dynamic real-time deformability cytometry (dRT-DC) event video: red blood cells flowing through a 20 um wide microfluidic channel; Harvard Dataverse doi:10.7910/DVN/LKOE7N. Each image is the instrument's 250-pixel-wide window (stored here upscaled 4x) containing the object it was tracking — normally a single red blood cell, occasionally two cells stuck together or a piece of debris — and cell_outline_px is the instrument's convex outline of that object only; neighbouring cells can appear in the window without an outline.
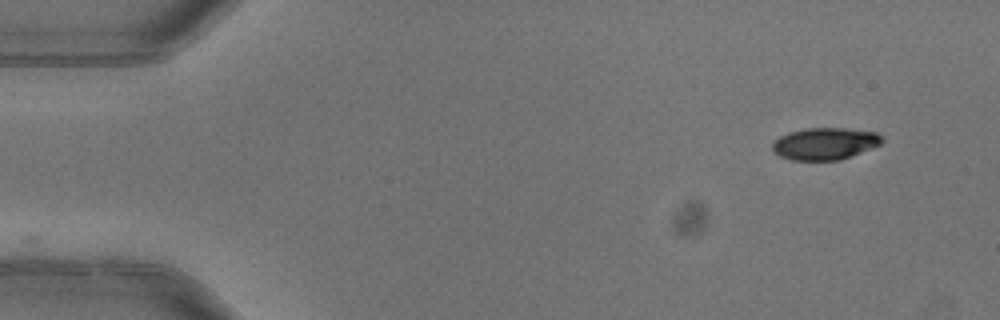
{"species": "common noctule bat (a hibernating species)", "species_latin": "Nyctalus noctula", "temperature_condition": "warm", "stored_images_in_passage": 4, "camera_frame_rate_fps": 3000, "um_per_image_px": 0.085, "animal": {"sex": "female"}, "frame": {"image": 1, "passage_image": 1, "time_ms": 0.0, "image_size_px": [1000, 320], "cell_outline_px": [[884, 140], [880, 144], [840, 160], [792, 160], [780, 156], [772, 152], [772, 144], [780, 136], [788, 132], [808, 128], [844, 128], [876, 132]], "centroid_in_image_um": [70.08, 12.21], "position_along_channel_um": 14.9, "area_um2": 20.29}}
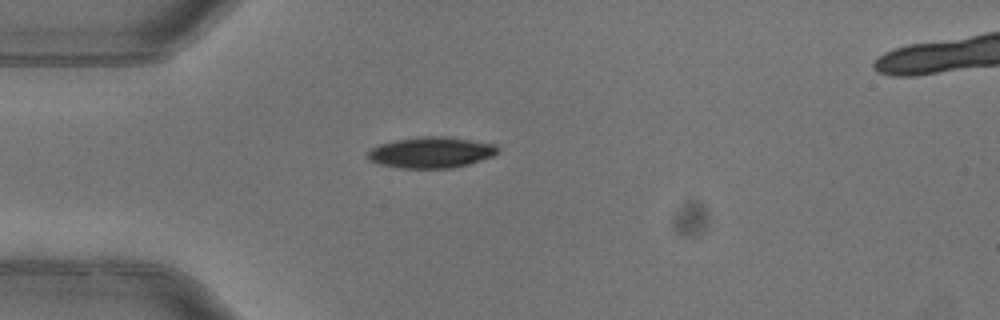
{"frame": {"image": 2, "passage_image": 3, "time_ms": 0.667, "image_size_px": [1000, 320], "cell_outline_px": [[500, 152], [496, 156], [468, 164], [448, 168], [400, 168], [380, 164], [368, 160], [364, 156], [364, 152], [380, 144], [396, 140], [424, 136], [444, 136], [496, 144], [500, 148]], "centroid_in_image_um": [36.65, 12.96], "position_along_channel_um": 48.4, "area_um2": 23.76}}